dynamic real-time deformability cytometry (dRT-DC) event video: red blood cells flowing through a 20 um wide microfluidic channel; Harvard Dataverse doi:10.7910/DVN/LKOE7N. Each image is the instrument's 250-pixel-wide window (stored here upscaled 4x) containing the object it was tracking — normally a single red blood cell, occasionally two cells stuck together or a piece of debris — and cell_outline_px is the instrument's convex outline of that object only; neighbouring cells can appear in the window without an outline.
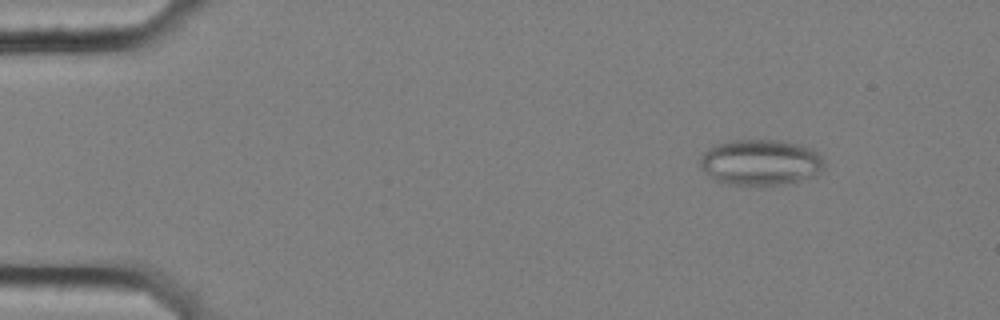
{"species": "common noctule bat (a hibernating species)", "species_latin": "Nyctalus noctula", "temperature_condition": "cold", "stored_images_in_passage": 57, "camera_frame_rate_fps": 3000, "um_per_image_px": 0.085, "animal": {"sex": "female", "body_mass_g": 25.1}, "frame": {"image": 1, "passage_image": 7, "time_ms": 2.0, "image_size_px": [1000, 320], "cell_outline_px": [[824, 168], [812, 176], [800, 180], [776, 184], [720, 184], [700, 168], [700, 156], [704, 152], [716, 144], [728, 140], [780, 140], [800, 144], [812, 148], [820, 156], [824, 164]], "centroid_in_image_um": [64.6, 13.78], "position_along_channel_um": 20.4, "area_um2": 33.0}}
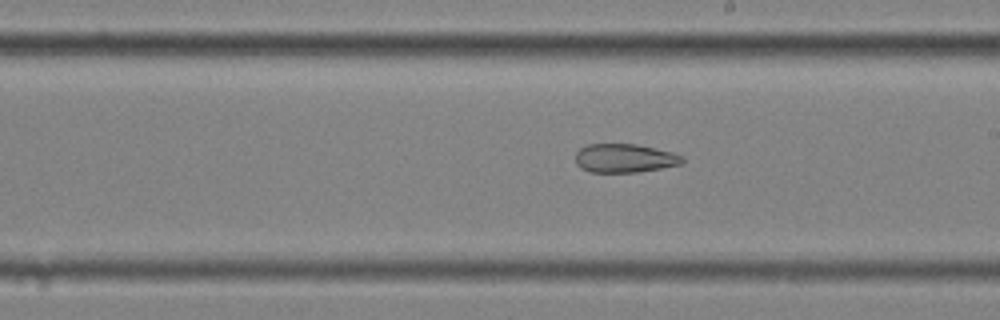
{"frame": {"image": 2, "passage_image": 33, "time_ms": 10.667, "image_size_px": [1000, 320], "cell_outline_px": [[684, 164], [636, 172], [588, 172], [580, 168], [576, 164], [576, 152], [580, 148], [588, 144], [636, 144], [672, 152], [684, 156]], "centroid_in_image_um": [53.09, 13.45], "position_along_channel_um": 235.9, "area_um2": 17.98}}
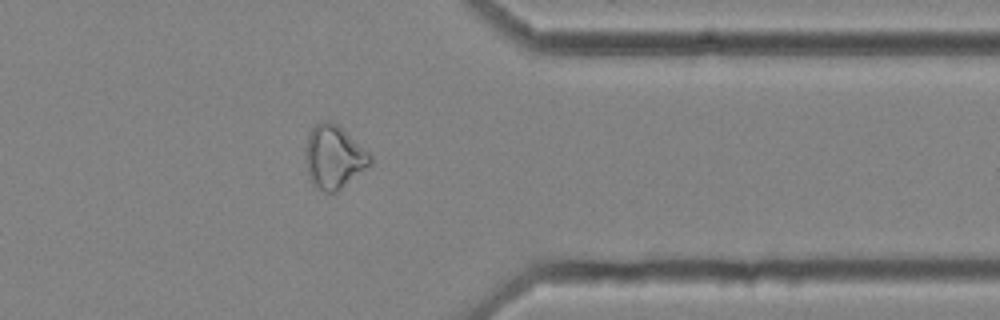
{"frame": {"image": 3, "passage_image": 46, "time_ms": 15.0, "image_size_px": [1000, 320], "cell_outline_px": [[372, 164], [336, 192], [324, 192], [312, 184], [308, 172], [304, 152], [308, 136], [312, 128], [316, 124], [324, 120], [328, 120], [336, 124], [364, 148], [372, 156]], "centroid_in_image_um": [28.37, 13.35], "position_along_channel_um": 383.0, "area_um2": 23.58}, "authors_computed_cell_mechanics": {"area_um2": 25.5476, "velocity_mm_per_s": 3.5737, "shape_relaxation_time_tau1_ms": null, "shape_relaxation_time_tau2_ms": 2.6906, "deformation_change_tau1": null, "deformation_change_tau2": 0.1071}}